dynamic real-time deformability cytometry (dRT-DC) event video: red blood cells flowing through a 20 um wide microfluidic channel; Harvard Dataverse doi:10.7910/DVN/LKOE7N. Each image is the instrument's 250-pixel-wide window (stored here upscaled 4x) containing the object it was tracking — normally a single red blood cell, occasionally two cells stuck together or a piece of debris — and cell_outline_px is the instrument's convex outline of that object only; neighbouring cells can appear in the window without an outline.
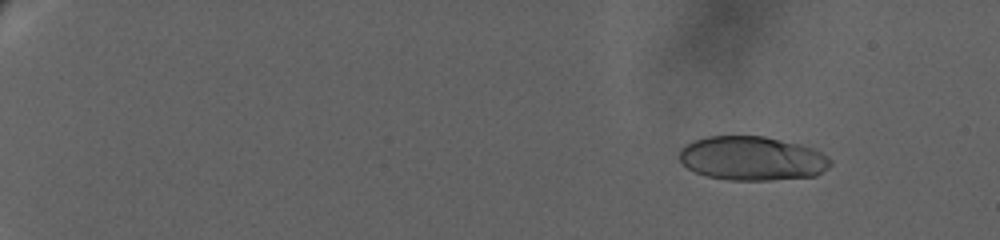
{"species": "human", "species_latin": "Homo sapiens", "temperature_condition": "warm", "stored_images_in_passage": 62, "camera_frame_rate_fps": 3000, "um_per_image_px": 0.085, "donor": {"sex": "female"}, "frame": {"image": 1, "passage_image": 3, "time_ms": 0.333, "image_size_px": [1000, 240], "cell_outline_px": [[832, 164], [828, 168], [816, 176], [772, 180], [728, 180], [708, 176], [696, 172], [688, 168], [676, 156], [680, 148], [684, 144], [692, 140], [704, 136], [764, 136], [800, 144], [812, 148], [820, 152], [832, 160]], "centroid_in_image_um": [63.9, 13.46], "position_along_channel_um": 21.1, "area_um2": 39.19}}
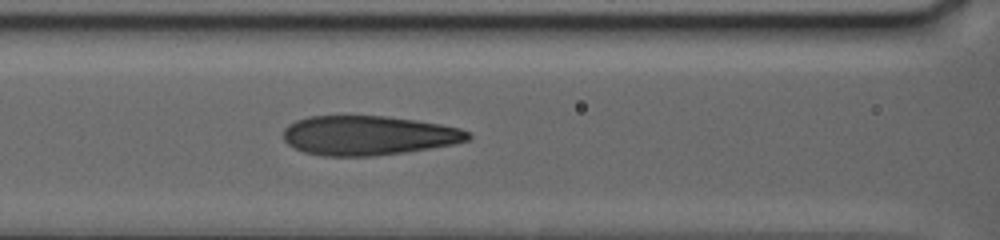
{"frame": {"image": 2, "passage_image": 30, "time_ms": 10.333, "image_size_px": [1000, 240], "cell_outline_px": [[472, 136], [468, 140], [452, 144], [404, 152], [372, 156], [324, 156], [304, 152], [288, 144], [284, 140], [284, 128], [288, 124], [296, 120], [308, 116], [384, 116], [416, 120], [440, 124], [460, 128], [472, 132]], "centroid_in_image_um": [31.3, 11.51], "position_along_channel_um": 135.3, "area_um2": 42.37}}
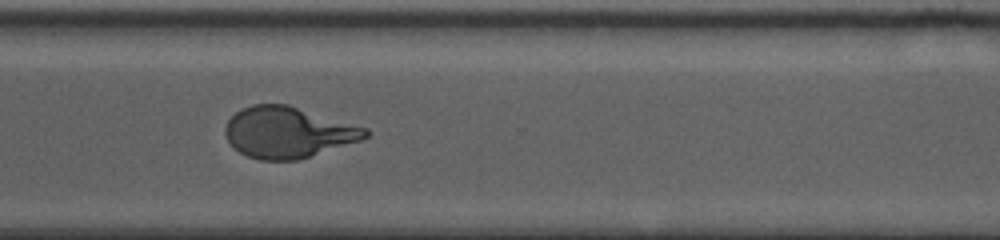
{"frame": {"image": 3, "passage_image": 61, "time_ms": 17.667, "image_size_px": [1000, 240], "cell_outline_px": [[368, 136], [364, 140], [296, 160], [260, 160], [248, 156], [240, 152], [228, 140], [224, 132], [224, 128], [228, 120], [236, 112], [252, 104], [288, 104], [368, 128]], "centroid_in_image_um": [24.51, 11.24], "position_along_channel_um": 346.1, "area_um2": 41.62}}